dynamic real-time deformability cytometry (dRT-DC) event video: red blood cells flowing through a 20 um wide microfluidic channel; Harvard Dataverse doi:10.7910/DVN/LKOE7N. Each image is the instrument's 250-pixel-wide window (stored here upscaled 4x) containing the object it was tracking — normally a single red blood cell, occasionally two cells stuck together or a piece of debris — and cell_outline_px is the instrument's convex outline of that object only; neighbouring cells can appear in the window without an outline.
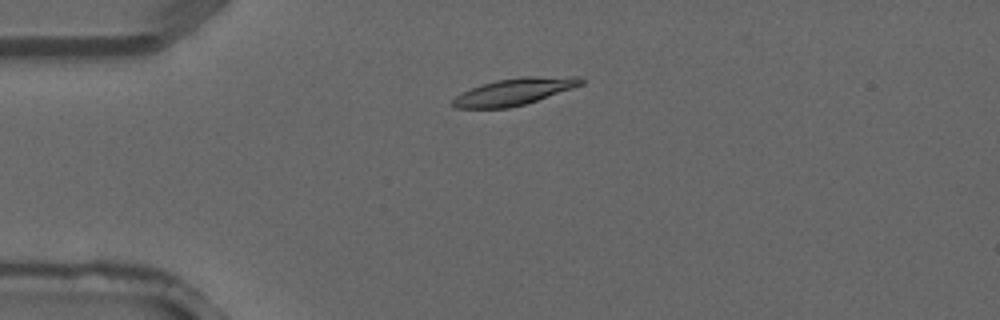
{"species": "common noctule bat (a hibernating species)", "species_latin": "Nyctalus noctula", "temperature_condition": "warm", "stored_images_in_passage": 3, "camera_frame_rate_fps": 3000, "um_per_image_px": 0.085, "animal": {"sex": "male", "forearm_length_mm": 52.5}, "frame": {"image": 1, "passage_image": 2, "time_ms": 0.333, "image_size_px": [1000, 320], "cell_outline_px": [[584, 84], [524, 104], [508, 108], [452, 108], [452, 100], [456, 96], [480, 84], [496, 80], [524, 76], [580, 76], [584, 80]], "centroid_in_image_um": [43.72, 7.77], "position_along_channel_um": 41.3, "area_um2": 20.0}}